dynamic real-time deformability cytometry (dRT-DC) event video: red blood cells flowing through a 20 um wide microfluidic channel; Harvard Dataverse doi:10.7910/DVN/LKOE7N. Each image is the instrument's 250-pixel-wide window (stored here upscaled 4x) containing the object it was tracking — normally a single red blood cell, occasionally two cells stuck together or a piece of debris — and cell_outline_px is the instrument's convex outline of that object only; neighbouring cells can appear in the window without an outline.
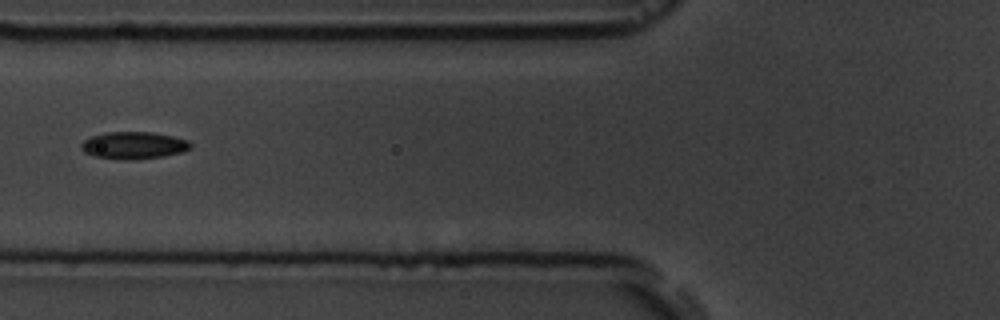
{"species": "common noctule bat (a hibernating species)", "species_latin": "Nyctalus noctula", "temperature_condition": "room temperature", "stored_images_in_passage": 7, "camera_frame_rate_fps": 3000, "um_per_image_px": 0.085, "animal": {"sex": "male", "body_mass_g": 19.5, "forearm_length_mm": 54.6}, "frame": {"image": 1, "passage_image": 7, "time_ms": 6.667, "image_size_px": [1000, 320], "cell_outline_px": [[192, 148], [184, 152], [164, 156], [136, 160], [124, 160], [96, 156], [84, 152], [80, 148], [80, 144], [84, 140], [92, 136], [108, 132], [152, 132], [172, 136], [188, 140], [192, 144]], "centroid_in_image_um": [11.4, 12.36], "position_along_channel_um": 114.4, "area_um2": 17.46}}